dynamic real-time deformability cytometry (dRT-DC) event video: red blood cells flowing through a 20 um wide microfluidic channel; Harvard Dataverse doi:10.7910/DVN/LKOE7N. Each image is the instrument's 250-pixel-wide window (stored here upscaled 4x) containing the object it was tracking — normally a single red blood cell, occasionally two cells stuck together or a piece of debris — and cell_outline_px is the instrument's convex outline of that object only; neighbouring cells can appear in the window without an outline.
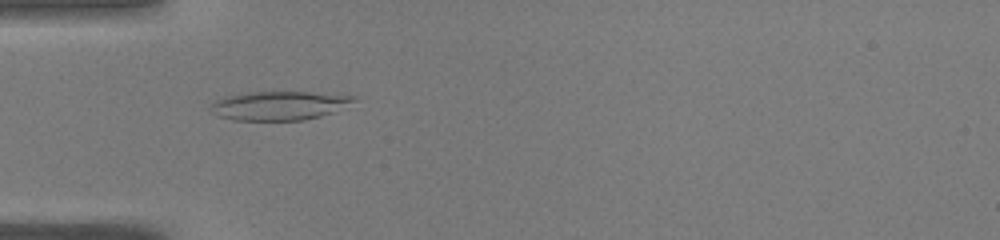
{"species": "common noctule bat (a hibernating species)", "species_latin": "Nyctalus noctula", "temperature_condition": "warm", "stored_images_in_passage": 35, "camera_frame_rate_fps": 3000, "um_per_image_px": 0.085, "animal": {"sex": "male", "body_mass_g": 19.0, "forearm_length_mm": 50.8}, "frame": {"image": 1, "passage_image": 1, "time_ms": 0.0, "image_size_px": [1000, 240], "cell_outline_px": [[360, 96], [356, 100], [332, 112], [320, 116], [304, 120], [232, 120], [216, 116], [208, 108], [216, 100], [224, 96], [248, 92], [308, 92]], "centroid_in_image_um": [23.68, 8.97], "position_along_channel_um": 61.3, "area_um2": 24.1}}
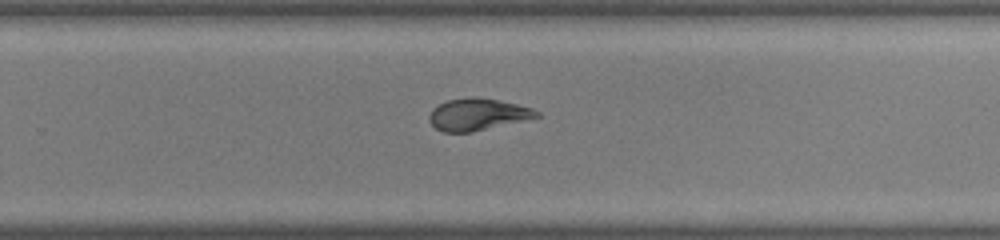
{"frame": {"image": 2, "passage_image": 18, "time_ms": 5.667, "image_size_px": [1000, 240], "cell_outline_px": [[540, 116], [472, 132], [444, 132], [436, 128], [428, 120], [428, 116], [432, 108], [448, 100], [496, 100], [516, 104], [532, 108], [540, 112]], "centroid_in_image_um": [40.57, 9.77], "position_along_channel_um": 289.2, "area_um2": 19.02}}
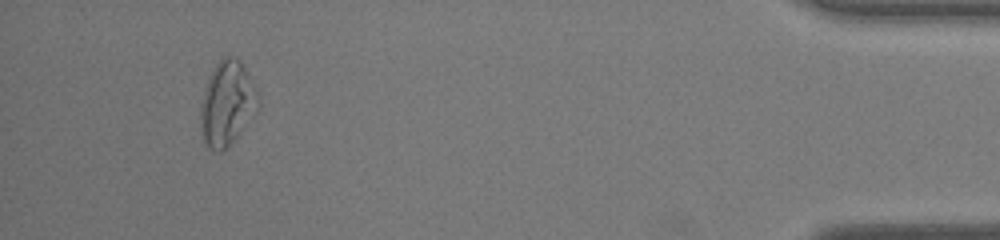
{"frame": {"image": 3, "passage_image": 32, "time_ms": 10.333, "image_size_px": [1000, 240], "cell_outline_px": [[260, 104], [256, 112], [244, 128], [220, 152], [216, 152], [208, 148], [204, 140], [200, 128], [200, 104], [208, 76], [212, 68], [224, 56], [236, 56], [240, 60], [260, 92]], "centroid_in_image_um": [19.31, 8.74], "position_along_channel_um": 415.9, "area_um2": 28.73}, "authors_computed_cell_mechanics": {"area_um2": 21.3282, "velocity_mm_per_s": 4.0764, "shape_relaxation_time_tau1_ms": 5.4207, "shape_relaxation_time_tau2_ms": 1.0903, "deformation_change_tau1": 0.2061, "deformation_change_tau2": 0.072}}